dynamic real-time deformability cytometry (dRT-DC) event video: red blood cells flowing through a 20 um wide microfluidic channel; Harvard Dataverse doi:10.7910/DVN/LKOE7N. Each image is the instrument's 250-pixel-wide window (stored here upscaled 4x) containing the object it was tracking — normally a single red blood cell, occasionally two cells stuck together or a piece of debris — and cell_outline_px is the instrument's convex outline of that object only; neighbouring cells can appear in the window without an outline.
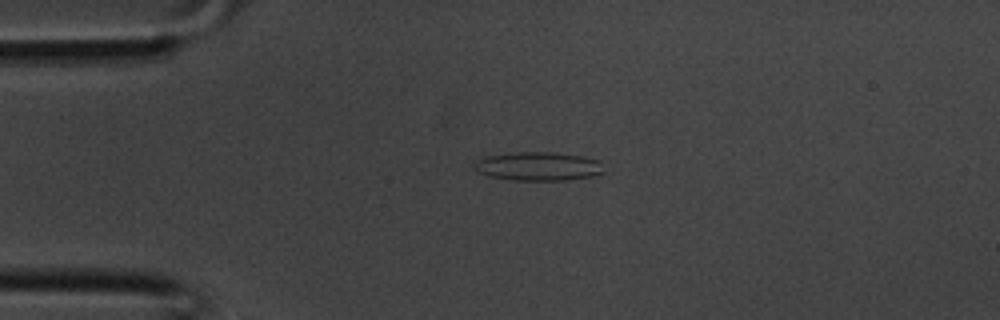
{"species": "common noctule bat (a hibernating species)", "species_latin": "Nyctalus noctula", "temperature_condition": "room temperature", "stored_images_in_passage": 34, "camera_frame_rate_fps": 3000, "um_per_image_px": 0.085, "animal": {"sex": "male", "body_mass_g": 20.1, "forearm_length_mm": 53.5}, "frame": {"image": 1, "passage_image": 5, "time_ms": 1.333, "image_size_px": [1000, 320], "cell_outline_px": [[604, 172], [592, 176], [568, 180], [512, 180], [488, 176], [476, 172], [476, 160], [488, 156], [516, 152], [556, 152], [584, 156], [600, 160]], "centroid_in_image_um": [45.79, 14.13], "position_along_channel_um": 39.2, "area_um2": 21.73}}
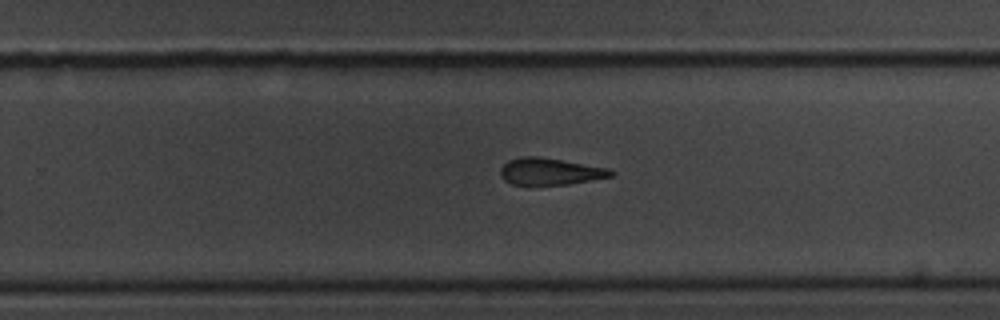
{"frame": {"image": 2, "passage_image": 20, "time_ms": 6.333, "image_size_px": [1000, 320], "cell_outline_px": [[616, 172], [612, 176], [592, 180], [568, 184], [512, 184], [504, 180], [500, 176], [500, 168], [508, 160], [520, 156], [536, 156], [608, 168]], "centroid_in_image_um": [46.73, 14.57], "position_along_channel_um": 283.1, "area_um2": 17.11}}
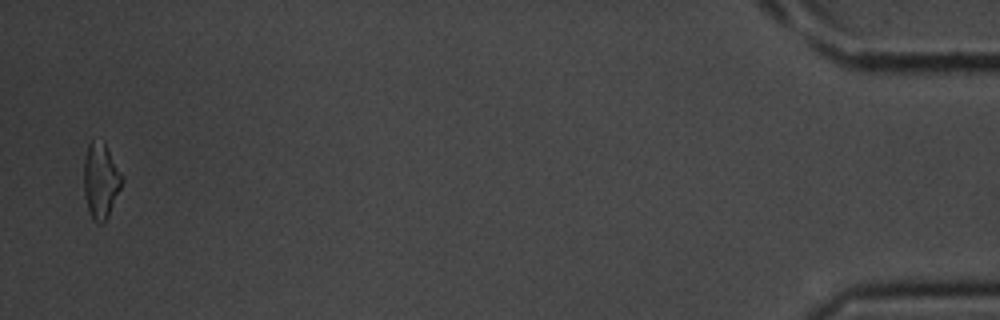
{"frame": {"image": 3, "passage_image": 33, "time_ms": 10.667, "image_size_px": [1000, 320], "cell_outline_px": [[124, 180], [108, 216], [100, 224], [96, 224], [88, 208], [84, 192], [84, 160], [88, 144], [92, 140], [104, 140], [124, 176]], "centroid_in_image_um": [8.59, 15.29], "position_along_channel_um": 426.6, "area_um2": 16.88}}